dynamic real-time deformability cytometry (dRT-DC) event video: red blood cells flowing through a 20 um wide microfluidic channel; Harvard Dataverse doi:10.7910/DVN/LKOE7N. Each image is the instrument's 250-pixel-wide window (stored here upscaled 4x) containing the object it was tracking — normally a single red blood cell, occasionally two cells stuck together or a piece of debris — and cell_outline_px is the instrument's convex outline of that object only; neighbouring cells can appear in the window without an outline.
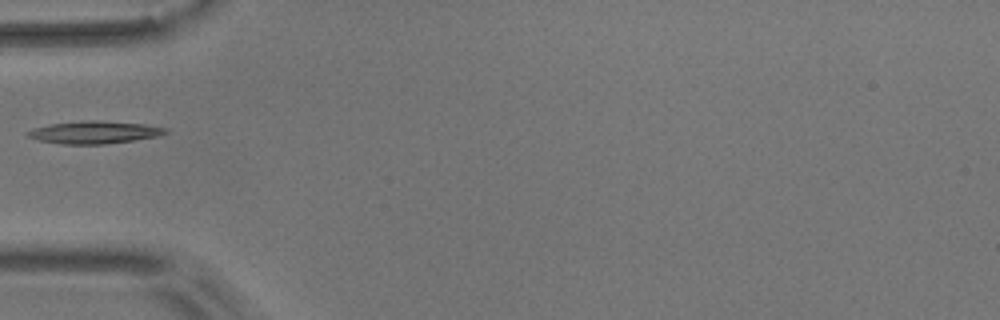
{"species": "common noctule bat (a hibernating species)", "species_latin": "Nyctalus noctula", "temperature_condition": "room temperature", "stored_images_in_passage": 5, "camera_frame_rate_fps": 3000, "um_per_image_px": 0.085, "animal": {"sex": "male", "body_mass_g": 17.9}, "frame": {"image": 1, "passage_image": 5, "time_ms": 5.0, "image_size_px": [1000, 320], "cell_outline_px": [[168, 132], [156, 136], [132, 140], [104, 144], [64, 144], [40, 140], [24, 136], [24, 132], [36, 128], [52, 124], [84, 120], [96, 120], [144, 124], [168, 128]], "centroid_in_image_um": [8.0, 11.24], "position_along_channel_um": 77.0, "area_um2": 17.86}}